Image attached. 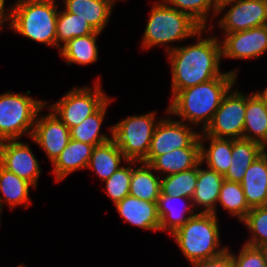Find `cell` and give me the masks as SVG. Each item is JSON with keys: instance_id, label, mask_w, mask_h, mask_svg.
<instances>
[{"instance_id": "1", "label": "cell", "mask_w": 267, "mask_h": 267, "mask_svg": "<svg viewBox=\"0 0 267 267\" xmlns=\"http://www.w3.org/2000/svg\"><path fill=\"white\" fill-rule=\"evenodd\" d=\"M207 30L203 28L198 32L195 44L166 48L172 71V97L182 89L208 82L223 74L219 70L221 42L211 35L201 39L202 32Z\"/></svg>"}, {"instance_id": "2", "label": "cell", "mask_w": 267, "mask_h": 267, "mask_svg": "<svg viewBox=\"0 0 267 267\" xmlns=\"http://www.w3.org/2000/svg\"><path fill=\"white\" fill-rule=\"evenodd\" d=\"M237 70L223 72L221 76L208 82L178 91L171 97L167 114L176 115L182 119L179 121H188L193 126L198 127V124H203L202 130H204L211 122L223 97L235 86Z\"/></svg>"}, {"instance_id": "3", "label": "cell", "mask_w": 267, "mask_h": 267, "mask_svg": "<svg viewBox=\"0 0 267 267\" xmlns=\"http://www.w3.org/2000/svg\"><path fill=\"white\" fill-rule=\"evenodd\" d=\"M55 2V0H18L5 21L7 27L32 41L56 47L59 10Z\"/></svg>"}, {"instance_id": "4", "label": "cell", "mask_w": 267, "mask_h": 267, "mask_svg": "<svg viewBox=\"0 0 267 267\" xmlns=\"http://www.w3.org/2000/svg\"><path fill=\"white\" fill-rule=\"evenodd\" d=\"M219 234L217 216L213 213L198 212L171 236L174 237L184 257L194 264L217 257L228 249L219 248Z\"/></svg>"}, {"instance_id": "5", "label": "cell", "mask_w": 267, "mask_h": 267, "mask_svg": "<svg viewBox=\"0 0 267 267\" xmlns=\"http://www.w3.org/2000/svg\"><path fill=\"white\" fill-rule=\"evenodd\" d=\"M154 4L142 38V48L183 41L196 37L203 27L187 13L169 6L164 0Z\"/></svg>"}, {"instance_id": "6", "label": "cell", "mask_w": 267, "mask_h": 267, "mask_svg": "<svg viewBox=\"0 0 267 267\" xmlns=\"http://www.w3.org/2000/svg\"><path fill=\"white\" fill-rule=\"evenodd\" d=\"M27 94L6 91L0 95V142L19 139L27 133L33 134L39 112L46 107V102L34 99Z\"/></svg>"}, {"instance_id": "7", "label": "cell", "mask_w": 267, "mask_h": 267, "mask_svg": "<svg viewBox=\"0 0 267 267\" xmlns=\"http://www.w3.org/2000/svg\"><path fill=\"white\" fill-rule=\"evenodd\" d=\"M155 118V112H150L129 116L112 125V138L128 161L141 162L147 157L159 122Z\"/></svg>"}, {"instance_id": "8", "label": "cell", "mask_w": 267, "mask_h": 267, "mask_svg": "<svg viewBox=\"0 0 267 267\" xmlns=\"http://www.w3.org/2000/svg\"><path fill=\"white\" fill-rule=\"evenodd\" d=\"M100 82L97 79L93 90L86 86L73 88L54 104L48 106L46 102V107L71 129L95 113L110 98L101 89Z\"/></svg>"}, {"instance_id": "9", "label": "cell", "mask_w": 267, "mask_h": 267, "mask_svg": "<svg viewBox=\"0 0 267 267\" xmlns=\"http://www.w3.org/2000/svg\"><path fill=\"white\" fill-rule=\"evenodd\" d=\"M246 111V94L241 91H228L211 122L200 135L217 138H243Z\"/></svg>"}, {"instance_id": "10", "label": "cell", "mask_w": 267, "mask_h": 267, "mask_svg": "<svg viewBox=\"0 0 267 267\" xmlns=\"http://www.w3.org/2000/svg\"><path fill=\"white\" fill-rule=\"evenodd\" d=\"M231 6L219 20L224 33L245 31L267 24V0H233L218 7L217 15Z\"/></svg>"}, {"instance_id": "11", "label": "cell", "mask_w": 267, "mask_h": 267, "mask_svg": "<svg viewBox=\"0 0 267 267\" xmlns=\"http://www.w3.org/2000/svg\"><path fill=\"white\" fill-rule=\"evenodd\" d=\"M189 124L170 117L159 119L147 157L142 161L149 164L156 156L163 155L174 149L189 147L200 135Z\"/></svg>"}, {"instance_id": "12", "label": "cell", "mask_w": 267, "mask_h": 267, "mask_svg": "<svg viewBox=\"0 0 267 267\" xmlns=\"http://www.w3.org/2000/svg\"><path fill=\"white\" fill-rule=\"evenodd\" d=\"M222 58L258 59L267 51V24L245 31L224 33Z\"/></svg>"}, {"instance_id": "13", "label": "cell", "mask_w": 267, "mask_h": 267, "mask_svg": "<svg viewBox=\"0 0 267 267\" xmlns=\"http://www.w3.org/2000/svg\"><path fill=\"white\" fill-rule=\"evenodd\" d=\"M0 164L36 188L41 169L29 144L18 139L1 141Z\"/></svg>"}, {"instance_id": "14", "label": "cell", "mask_w": 267, "mask_h": 267, "mask_svg": "<svg viewBox=\"0 0 267 267\" xmlns=\"http://www.w3.org/2000/svg\"><path fill=\"white\" fill-rule=\"evenodd\" d=\"M39 114L31 138L46 152L52 164L68 145L71 139L70 129L51 110L40 118Z\"/></svg>"}, {"instance_id": "15", "label": "cell", "mask_w": 267, "mask_h": 267, "mask_svg": "<svg viewBox=\"0 0 267 267\" xmlns=\"http://www.w3.org/2000/svg\"><path fill=\"white\" fill-rule=\"evenodd\" d=\"M119 215L133 226L160 231L157 202H150L128 195L115 204Z\"/></svg>"}, {"instance_id": "16", "label": "cell", "mask_w": 267, "mask_h": 267, "mask_svg": "<svg viewBox=\"0 0 267 267\" xmlns=\"http://www.w3.org/2000/svg\"><path fill=\"white\" fill-rule=\"evenodd\" d=\"M201 143L199 137L186 148L174 149L168 153L156 156L149 165L154 171L168 175L190 170L200 162Z\"/></svg>"}, {"instance_id": "17", "label": "cell", "mask_w": 267, "mask_h": 267, "mask_svg": "<svg viewBox=\"0 0 267 267\" xmlns=\"http://www.w3.org/2000/svg\"><path fill=\"white\" fill-rule=\"evenodd\" d=\"M250 208L267 205V151L259 155L246 169L241 181Z\"/></svg>"}, {"instance_id": "18", "label": "cell", "mask_w": 267, "mask_h": 267, "mask_svg": "<svg viewBox=\"0 0 267 267\" xmlns=\"http://www.w3.org/2000/svg\"><path fill=\"white\" fill-rule=\"evenodd\" d=\"M202 163L198 164V176L194 195L192 197L193 206H201L203 210L200 213H213L217 216L216 205L219 197V193L224 182V176L218 174L216 171L207 169H202L200 166Z\"/></svg>"}, {"instance_id": "19", "label": "cell", "mask_w": 267, "mask_h": 267, "mask_svg": "<svg viewBox=\"0 0 267 267\" xmlns=\"http://www.w3.org/2000/svg\"><path fill=\"white\" fill-rule=\"evenodd\" d=\"M94 145L70 139L68 145L52 163L55 180L61 181L78 169H87Z\"/></svg>"}, {"instance_id": "20", "label": "cell", "mask_w": 267, "mask_h": 267, "mask_svg": "<svg viewBox=\"0 0 267 267\" xmlns=\"http://www.w3.org/2000/svg\"><path fill=\"white\" fill-rule=\"evenodd\" d=\"M181 200L184 201V204H182L183 207H181L182 209L177 208L176 210L174 203L175 201ZM188 202L189 204H187ZM157 208L160 217V231H169L170 234H173L175 231L181 228L184 223L188 221L189 218L197 214L198 210L194 208L193 201L191 198H186L182 196H170L162 193L158 198ZM193 208L194 210H196L195 213ZM187 213L189 214V216H185Z\"/></svg>"}, {"instance_id": "21", "label": "cell", "mask_w": 267, "mask_h": 267, "mask_svg": "<svg viewBox=\"0 0 267 267\" xmlns=\"http://www.w3.org/2000/svg\"><path fill=\"white\" fill-rule=\"evenodd\" d=\"M243 138L258 142L267 149V108L257 93L246 96Z\"/></svg>"}, {"instance_id": "22", "label": "cell", "mask_w": 267, "mask_h": 267, "mask_svg": "<svg viewBox=\"0 0 267 267\" xmlns=\"http://www.w3.org/2000/svg\"><path fill=\"white\" fill-rule=\"evenodd\" d=\"M113 5L108 0H64V9L80 17L97 32H102L111 16Z\"/></svg>"}, {"instance_id": "23", "label": "cell", "mask_w": 267, "mask_h": 267, "mask_svg": "<svg viewBox=\"0 0 267 267\" xmlns=\"http://www.w3.org/2000/svg\"><path fill=\"white\" fill-rule=\"evenodd\" d=\"M266 149L258 142L241 139H232V160L224 179L241 183L246 169Z\"/></svg>"}, {"instance_id": "24", "label": "cell", "mask_w": 267, "mask_h": 267, "mask_svg": "<svg viewBox=\"0 0 267 267\" xmlns=\"http://www.w3.org/2000/svg\"><path fill=\"white\" fill-rule=\"evenodd\" d=\"M209 140V148L203 142ZM201 143L200 160L207 164V167L218 174L225 175L231 165L232 160V139L217 138L208 135H199Z\"/></svg>"}, {"instance_id": "25", "label": "cell", "mask_w": 267, "mask_h": 267, "mask_svg": "<svg viewBox=\"0 0 267 267\" xmlns=\"http://www.w3.org/2000/svg\"><path fill=\"white\" fill-rule=\"evenodd\" d=\"M123 160L128 162L114 139L111 138L94 147L87 168L95 171L96 175L105 181L122 167L121 161Z\"/></svg>"}, {"instance_id": "26", "label": "cell", "mask_w": 267, "mask_h": 267, "mask_svg": "<svg viewBox=\"0 0 267 267\" xmlns=\"http://www.w3.org/2000/svg\"><path fill=\"white\" fill-rule=\"evenodd\" d=\"M31 183L8 171L0 164V207L8 203L11 210L17 205L25 204V208L31 203L29 190Z\"/></svg>"}, {"instance_id": "27", "label": "cell", "mask_w": 267, "mask_h": 267, "mask_svg": "<svg viewBox=\"0 0 267 267\" xmlns=\"http://www.w3.org/2000/svg\"><path fill=\"white\" fill-rule=\"evenodd\" d=\"M141 166L132 167L129 195L135 198L157 202L161 194V177L155 176L153 168L144 162Z\"/></svg>"}, {"instance_id": "28", "label": "cell", "mask_w": 267, "mask_h": 267, "mask_svg": "<svg viewBox=\"0 0 267 267\" xmlns=\"http://www.w3.org/2000/svg\"><path fill=\"white\" fill-rule=\"evenodd\" d=\"M101 32L75 37L62 45L59 50L61 57L66 59L68 65L72 63L87 65L98 60L97 37Z\"/></svg>"}, {"instance_id": "29", "label": "cell", "mask_w": 267, "mask_h": 267, "mask_svg": "<svg viewBox=\"0 0 267 267\" xmlns=\"http://www.w3.org/2000/svg\"><path fill=\"white\" fill-rule=\"evenodd\" d=\"M113 99L109 98L95 113L88 116L81 124L70 129L71 139L91 144L99 145L112 138V126L109 128L111 137L100 133L107 107Z\"/></svg>"}, {"instance_id": "30", "label": "cell", "mask_w": 267, "mask_h": 267, "mask_svg": "<svg viewBox=\"0 0 267 267\" xmlns=\"http://www.w3.org/2000/svg\"><path fill=\"white\" fill-rule=\"evenodd\" d=\"M95 31L92 26L77 15L67 12L64 8L63 11H58L57 24H56V48L60 50L62 44L75 37H81L89 34H94Z\"/></svg>"}, {"instance_id": "31", "label": "cell", "mask_w": 267, "mask_h": 267, "mask_svg": "<svg viewBox=\"0 0 267 267\" xmlns=\"http://www.w3.org/2000/svg\"><path fill=\"white\" fill-rule=\"evenodd\" d=\"M220 205L240 222L251 210L240 183L224 180L218 201Z\"/></svg>"}, {"instance_id": "32", "label": "cell", "mask_w": 267, "mask_h": 267, "mask_svg": "<svg viewBox=\"0 0 267 267\" xmlns=\"http://www.w3.org/2000/svg\"><path fill=\"white\" fill-rule=\"evenodd\" d=\"M197 176L198 165L190 170L162 177L161 193L192 199L196 188Z\"/></svg>"}, {"instance_id": "33", "label": "cell", "mask_w": 267, "mask_h": 267, "mask_svg": "<svg viewBox=\"0 0 267 267\" xmlns=\"http://www.w3.org/2000/svg\"><path fill=\"white\" fill-rule=\"evenodd\" d=\"M169 6L190 15L203 28H207L208 16H217L218 7L213 0H164ZM212 10V11H211ZM211 15H209L210 12Z\"/></svg>"}, {"instance_id": "34", "label": "cell", "mask_w": 267, "mask_h": 267, "mask_svg": "<svg viewBox=\"0 0 267 267\" xmlns=\"http://www.w3.org/2000/svg\"><path fill=\"white\" fill-rule=\"evenodd\" d=\"M241 222L251 232L250 239L245 244L255 247L267 244V205L251 208Z\"/></svg>"}, {"instance_id": "35", "label": "cell", "mask_w": 267, "mask_h": 267, "mask_svg": "<svg viewBox=\"0 0 267 267\" xmlns=\"http://www.w3.org/2000/svg\"><path fill=\"white\" fill-rule=\"evenodd\" d=\"M138 163V161H128V166H122L104 181L106 194L114 204L122 201L129 195L132 166L134 164L138 165Z\"/></svg>"}, {"instance_id": "36", "label": "cell", "mask_w": 267, "mask_h": 267, "mask_svg": "<svg viewBox=\"0 0 267 267\" xmlns=\"http://www.w3.org/2000/svg\"><path fill=\"white\" fill-rule=\"evenodd\" d=\"M233 267H266L265 258L260 247L244 243L240 252L235 256L231 253Z\"/></svg>"}, {"instance_id": "37", "label": "cell", "mask_w": 267, "mask_h": 267, "mask_svg": "<svg viewBox=\"0 0 267 267\" xmlns=\"http://www.w3.org/2000/svg\"><path fill=\"white\" fill-rule=\"evenodd\" d=\"M194 267H233L231 252L227 249L221 255L192 264Z\"/></svg>"}, {"instance_id": "38", "label": "cell", "mask_w": 267, "mask_h": 267, "mask_svg": "<svg viewBox=\"0 0 267 267\" xmlns=\"http://www.w3.org/2000/svg\"><path fill=\"white\" fill-rule=\"evenodd\" d=\"M5 0H0V30L4 27V23L7 20V18L9 17L11 10L13 8L12 4L8 9H5ZM8 10V11H6Z\"/></svg>"}, {"instance_id": "39", "label": "cell", "mask_w": 267, "mask_h": 267, "mask_svg": "<svg viewBox=\"0 0 267 267\" xmlns=\"http://www.w3.org/2000/svg\"><path fill=\"white\" fill-rule=\"evenodd\" d=\"M256 93L263 100V102L267 108V87L263 91H261V92L257 91Z\"/></svg>"}, {"instance_id": "40", "label": "cell", "mask_w": 267, "mask_h": 267, "mask_svg": "<svg viewBox=\"0 0 267 267\" xmlns=\"http://www.w3.org/2000/svg\"><path fill=\"white\" fill-rule=\"evenodd\" d=\"M261 251L263 252L264 258H265V264L267 267V244L260 247Z\"/></svg>"}, {"instance_id": "41", "label": "cell", "mask_w": 267, "mask_h": 267, "mask_svg": "<svg viewBox=\"0 0 267 267\" xmlns=\"http://www.w3.org/2000/svg\"><path fill=\"white\" fill-rule=\"evenodd\" d=\"M229 1H233V0H213V2L215 3L217 7Z\"/></svg>"}, {"instance_id": "42", "label": "cell", "mask_w": 267, "mask_h": 267, "mask_svg": "<svg viewBox=\"0 0 267 267\" xmlns=\"http://www.w3.org/2000/svg\"><path fill=\"white\" fill-rule=\"evenodd\" d=\"M113 6L115 5V3L117 2V0H108Z\"/></svg>"}]
</instances>
